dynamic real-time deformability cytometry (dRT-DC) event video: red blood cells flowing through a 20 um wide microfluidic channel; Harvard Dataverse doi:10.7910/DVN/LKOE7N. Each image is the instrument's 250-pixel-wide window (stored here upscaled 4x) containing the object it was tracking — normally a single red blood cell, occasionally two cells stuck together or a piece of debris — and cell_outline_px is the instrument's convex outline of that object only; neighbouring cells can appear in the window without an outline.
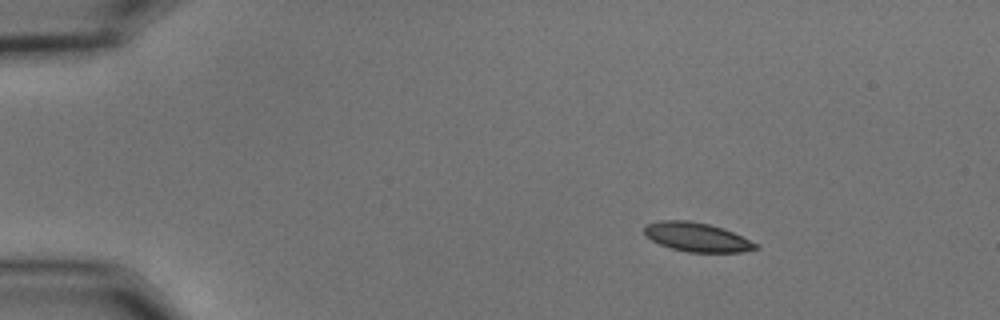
{"species": "common noctule bat (a hibernating species)", "species_latin": "Nyctalus noctula", "temperature_condition": "cold", "stored_images_in_passage": 49, "camera_frame_rate_fps": 3000, "um_per_image_px": 0.085, "animal": {"sex": "male", "body_mass_g": 15.6}, "frame": {"image": 1, "passage_image": 1, "time_ms": 0.0, "image_size_px": [1000, 320], "cell_outline_px": [[760, 248], [740, 252], [688, 252], [672, 248], [660, 244], [644, 236], [644, 228], [648, 224], [660, 220], [688, 220], [708, 224], [732, 232], [756, 244]], "centroid_in_image_um": [59.18, 20.15], "position_along_channel_um": 25.8, "area_um2": 18.5}}
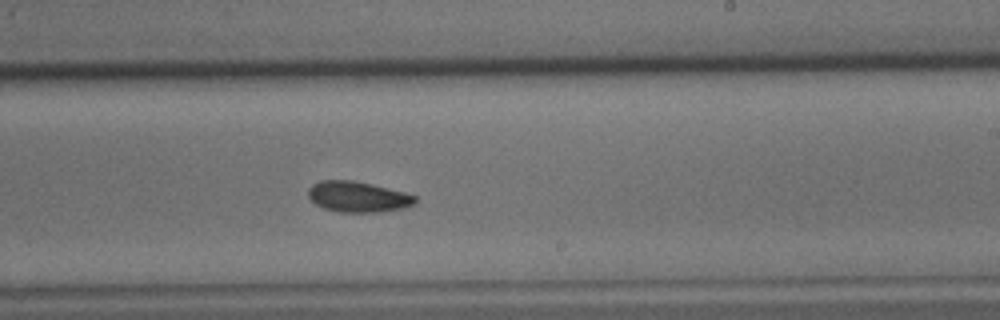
{"frame": {"image": 2, "passage_image": 27, "time_ms": 8.667, "image_size_px": [1000, 320], "cell_outline_px": [[416, 204], [404, 208], [376, 212], [340, 212], [324, 208], [316, 204], [308, 196], [308, 188], [312, 184], [320, 180], [352, 180], [372, 184], [404, 192], [416, 196]], "centroid_in_image_um": [30.42, 16.72], "position_along_channel_um": 258.6, "area_um2": 19.13}}
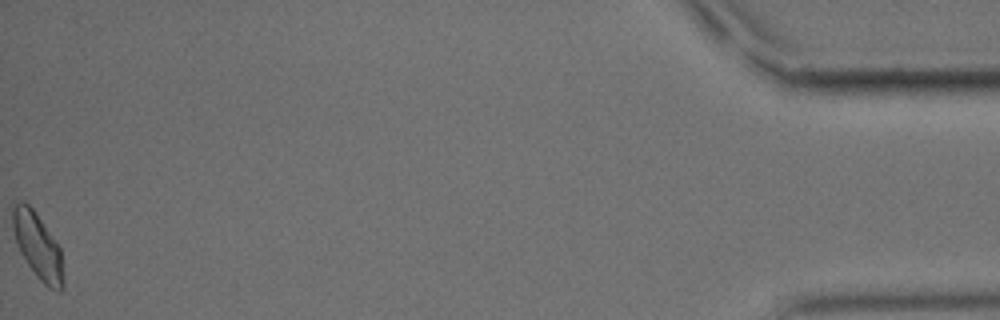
{"frame": {"image": 3, "passage_image": 49, "time_ms": 16.0, "image_size_px": [1000, 320], "cell_outline_px": [[64, 288], [60, 292], [56, 292], [48, 288], [36, 276], [20, 252], [16, 244], [12, 228], [12, 204], [20, 200], [24, 200], [32, 208], [60, 248], [64, 280]], "centroid_in_image_um": [3.19, 20.93], "position_along_channel_um": 432.0, "area_um2": 19.54}, "authors_computed_cell_mechanics": {"area_um2": 19.074, "velocity_mm_per_s": 3.5875, "shape_relaxation_time_tau1_ms": 4.3583, "shape_relaxation_time_tau2_ms": 10.5383, "deformation_change_tau1": 0.1186, "deformation_change_tau2": 0.1386}}